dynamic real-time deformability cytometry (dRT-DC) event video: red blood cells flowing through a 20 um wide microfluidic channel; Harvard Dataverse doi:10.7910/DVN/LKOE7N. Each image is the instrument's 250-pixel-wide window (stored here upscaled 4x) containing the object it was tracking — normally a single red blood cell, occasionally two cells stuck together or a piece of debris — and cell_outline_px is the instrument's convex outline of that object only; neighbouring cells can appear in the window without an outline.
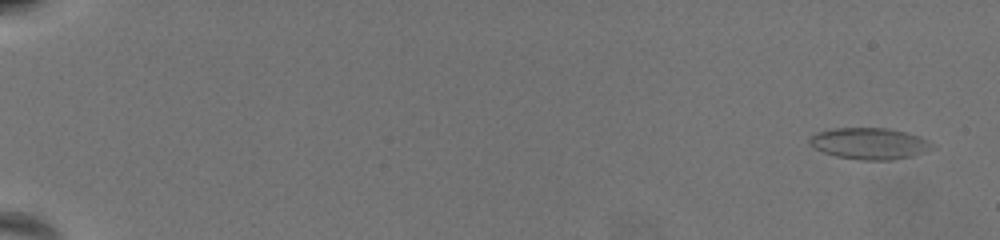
{"species": "common noctule bat (a hibernating species)", "species_latin": "Nyctalus noctula", "temperature_condition": "warm", "stored_images_in_passage": 61, "camera_frame_rate_fps": 3000, "um_per_image_px": 0.085, "animal": {"sex": "female", "body_mass_g": 19.5, "forearm_length_mm": 54.1}, "frame": {"image": 1, "passage_image": 3, "time_ms": 0.667, "image_size_px": [1000, 240], "cell_outline_px": [[936, 148], [912, 156], [892, 160], [860, 160], [836, 156], [824, 152], [808, 144], [808, 140], [816, 132], [832, 128], [888, 128], [920, 136], [928, 140]], "centroid_in_image_um": [73.91, 12.2], "position_along_channel_um": 11.1, "area_um2": 22.54}}
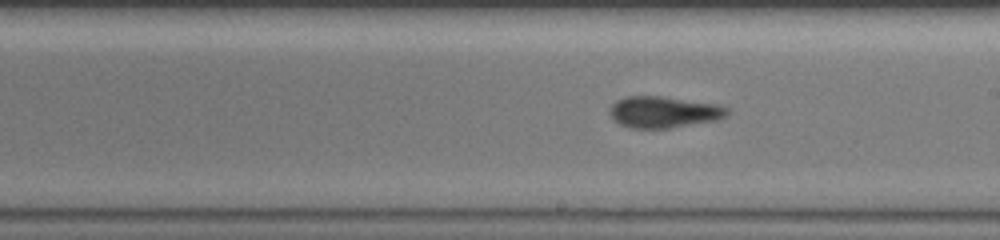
{"frame": {"image": 2, "passage_image": 38, "time_ms": 12.333, "image_size_px": [1000, 240], "cell_outline_px": [[728, 116], [716, 120], [668, 128], [628, 128], [612, 120], [608, 112], [612, 104], [616, 100], [628, 96], [660, 96], [716, 104], [728, 108]], "centroid_in_image_um": [56.37, 9.53], "position_along_channel_um": 232.6, "area_um2": 21.5}}
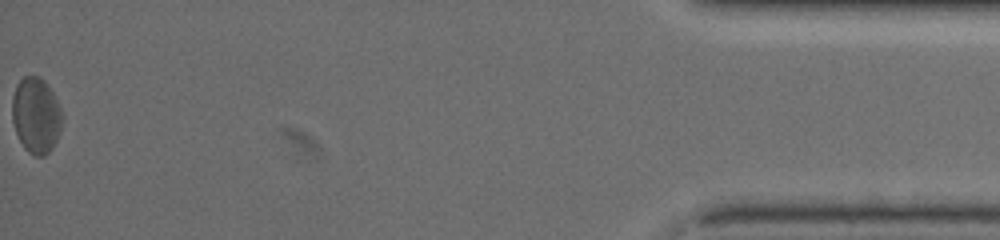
{"frame": {"image": 3, "passage_image": 61, "time_ms": 20.0, "image_size_px": [1000, 240], "cell_outline_px": [[64, 116], [56, 140], [52, 148], [44, 156], [36, 156], [28, 152], [24, 148], [16, 132], [12, 120], [12, 96], [16, 84], [24, 76], [36, 76], [44, 80], [48, 84]], "centroid_in_image_um": [3.05, 9.79], "position_along_channel_um": 432.1, "area_um2": 22.08}, "authors_computed_cell_mechanics": {"area_um2": 20.8658, "velocity_mm_per_s": 3.6593, "shape_relaxation_time_tau1_ms": null, "shape_relaxation_time_tau2_ms": 2.5555, "deformation_change_tau1": null, "deformation_change_tau2": 0.0874}}